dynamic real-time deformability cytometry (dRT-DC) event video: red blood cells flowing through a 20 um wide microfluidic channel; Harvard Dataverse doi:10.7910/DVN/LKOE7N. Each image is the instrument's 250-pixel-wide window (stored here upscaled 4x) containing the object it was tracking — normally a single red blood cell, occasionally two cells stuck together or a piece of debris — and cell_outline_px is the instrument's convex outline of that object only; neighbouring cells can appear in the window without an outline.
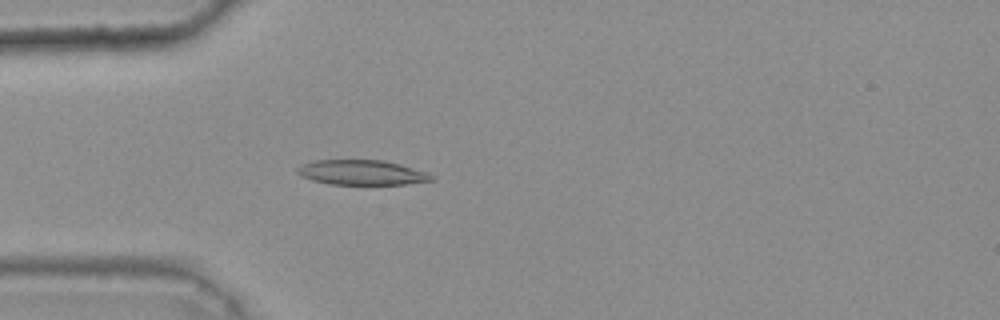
{"species": "common noctule bat (a hibernating species)", "species_latin": "Nyctalus noctula", "temperature_condition": "warm", "stored_images_in_passage": 32, "camera_frame_rate_fps": 3000, "um_per_image_px": 0.085, "animal": {"sex": "female", "body_mass_g": 25.1}, "frame": {"image": 1, "passage_image": 2, "time_ms": 0.333, "image_size_px": [1000, 320], "cell_outline_px": [[436, 180], [404, 184], [328, 184], [312, 180], [300, 176], [296, 172], [296, 168], [300, 164], [312, 160], [384, 160], [400, 164], [428, 172]], "centroid_in_image_um": [30.71, 14.65], "position_along_channel_um": 54.3, "area_um2": 19.65}}
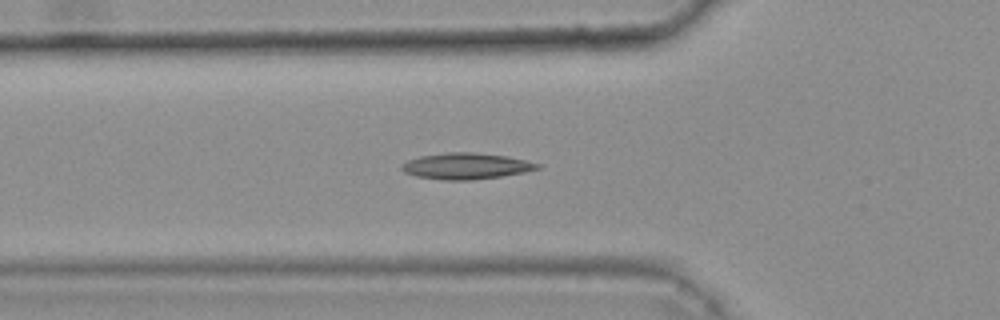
{"frame": {"image": 2, "passage_image": 5, "time_ms": 1.333, "image_size_px": [1000, 320], "cell_outline_px": [[540, 168], [524, 172], [500, 176], [472, 180], [444, 180], [416, 176], [404, 172], [400, 168], [400, 164], [408, 160], [420, 156], [448, 152], [472, 152], [508, 156], [540, 164]], "centroid_in_image_um": [39.58, 14.11], "position_along_channel_um": 86.2, "area_um2": 20.63}}
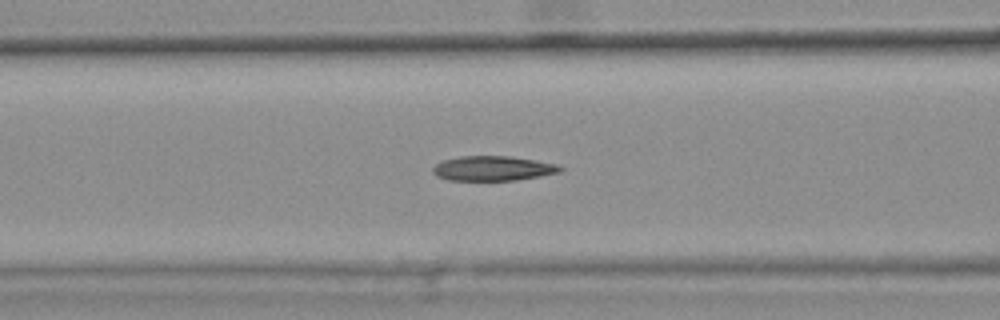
{"frame": {"image": 3, "passage_image": 8, "time_ms": 2.333, "image_size_px": [1000, 320], "cell_outline_px": [[564, 168], [560, 172], [540, 176], [516, 180], [448, 180], [436, 176], [432, 172], [432, 168], [436, 164], [444, 160], [460, 156], [508, 156], [556, 164]], "centroid_in_image_um": [41.87, 14.32], "position_along_channel_um": 124.7, "area_um2": 18.21}, "authors_computed_cell_mechanics": {"area_um2": 18.5538, "velocity_mm_per_s": 3.8145, "shape_relaxation_time_tau1_ms": null, "shape_relaxation_time_tau2_ms": 5.5455, "deformation_change_tau1": null, "deformation_change_tau2": 0.1166}}